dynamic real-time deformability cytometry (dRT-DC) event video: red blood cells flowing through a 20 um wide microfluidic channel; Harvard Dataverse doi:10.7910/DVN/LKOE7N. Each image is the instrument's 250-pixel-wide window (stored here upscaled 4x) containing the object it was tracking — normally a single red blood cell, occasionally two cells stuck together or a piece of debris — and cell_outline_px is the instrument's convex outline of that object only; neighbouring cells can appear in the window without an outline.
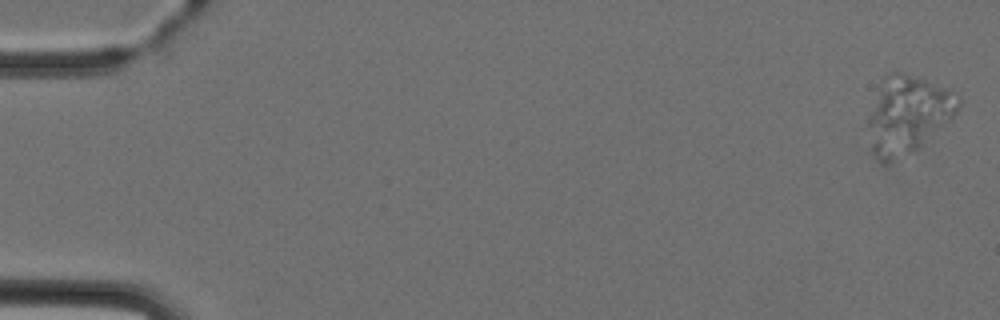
{"species": "Egyptian fruit bat (a non-hibernating species)", "species_latin": "Rousettus aegyptiacus", "temperature_condition": "cold", "stored_images_in_passage": 4, "camera_frame_rate_fps": 3000, "um_per_image_px": 0.085, "animal": {"sex": "female"}, "frame": {"image": 1, "passage_image": 1, "time_ms": 0.0, "image_size_px": [1000, 320], "cell_outline_px": [[960, 108], [948, 120], [916, 148], [888, 168], [880, 164], [872, 156], [868, 124], [868, 120], [884, 76], [892, 72], [900, 72], [924, 80], [944, 88], [960, 100]], "centroid_in_image_um": [77.08, 9.83], "position_along_channel_um": 7.9, "area_um2": 39.77}}
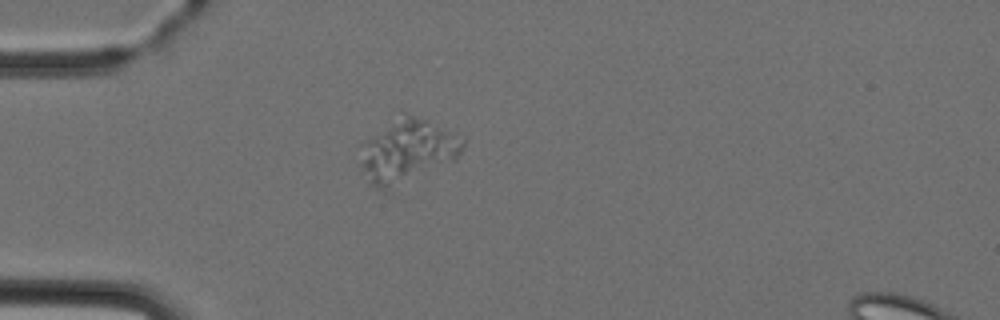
{"frame": {"image": 2, "passage_image": 4, "time_ms": 4.333, "image_size_px": [1000, 320], "cell_outline_px": [[464, 148], [456, 160], [388, 192], [384, 192], [368, 184], [360, 164], [360, 144], [364, 140], [404, 112], [424, 120], [464, 140]], "centroid_in_image_um": [34.55, 12.92], "position_along_channel_um": 50.5, "area_um2": 37.86}}